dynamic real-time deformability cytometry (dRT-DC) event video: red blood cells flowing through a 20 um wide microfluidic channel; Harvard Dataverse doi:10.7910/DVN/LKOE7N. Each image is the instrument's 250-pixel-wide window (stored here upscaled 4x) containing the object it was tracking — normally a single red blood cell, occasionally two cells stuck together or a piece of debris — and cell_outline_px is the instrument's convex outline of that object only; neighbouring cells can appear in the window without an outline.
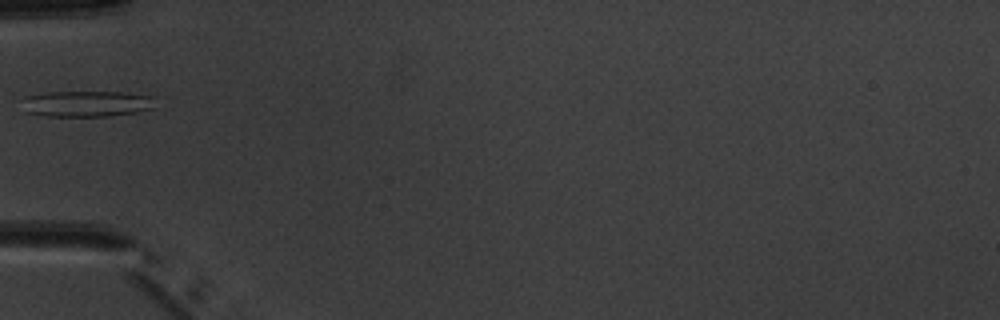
{"species": "common noctule bat (a hibernating species)", "species_latin": "Nyctalus noctula", "temperature_condition": "warm", "stored_images_in_passage": 6, "camera_frame_rate_fps": 3000, "um_per_image_px": 0.085, "animal": {"sex": "male", "body_mass_g": 20.1, "forearm_length_mm": 53.5}, "frame": {"image": 1, "passage_image": 5, "time_ms": 5.0, "image_size_px": [1000, 320], "cell_outline_px": [[156, 108], [136, 112], [108, 116], [44, 116], [24, 112], [20, 100], [24, 96], [48, 92], [124, 92], [156, 96]], "centroid_in_image_um": [7.37, 8.81], "position_along_channel_um": 77.6, "area_um2": 20.75}}